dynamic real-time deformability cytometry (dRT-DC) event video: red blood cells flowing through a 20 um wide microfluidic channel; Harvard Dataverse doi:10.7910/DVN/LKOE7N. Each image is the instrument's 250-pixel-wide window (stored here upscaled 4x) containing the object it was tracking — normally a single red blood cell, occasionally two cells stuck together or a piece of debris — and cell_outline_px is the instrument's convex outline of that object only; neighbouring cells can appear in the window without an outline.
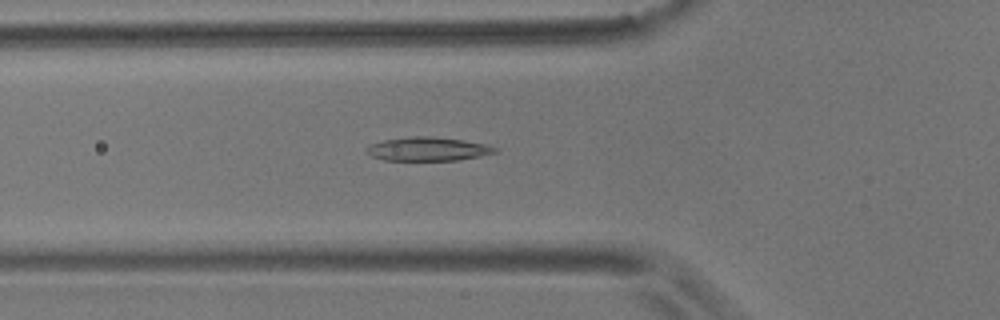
{"species": "common noctule bat (a hibernating species)", "species_latin": "Nyctalus noctula", "temperature_condition": "room temperature", "stored_images_in_passage": 56, "camera_frame_rate_fps": 3000, "um_per_image_px": 0.085, "animal": {"sex": "male", "body_mass_g": 17.9}, "frame": {"image": 1, "passage_image": 19, "time_ms": 6.0, "image_size_px": [1000, 320], "cell_outline_px": [[496, 152], [480, 156], [456, 160], [384, 160], [372, 156], [364, 152], [364, 148], [372, 144], [384, 140], [412, 136], [428, 136], [464, 140], [488, 144], [496, 148]], "centroid_in_image_um": [36.34, 12.66], "position_along_channel_um": 89.5, "area_um2": 17.69}}
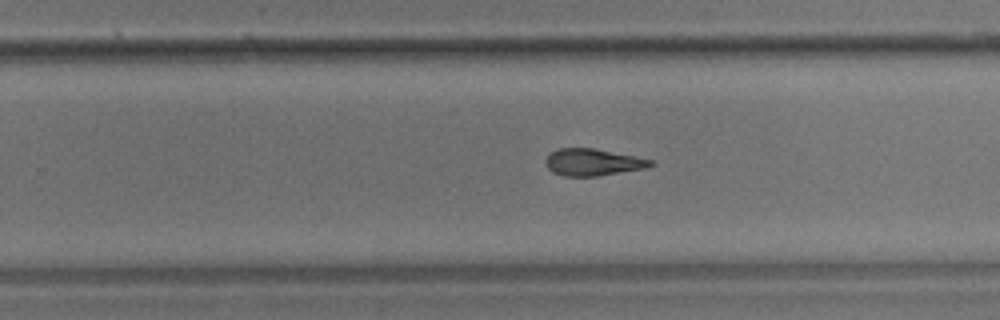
{"frame": {"image": 2, "passage_image": 35, "time_ms": 11.333, "image_size_px": [1000, 320], "cell_outline_px": [[656, 164], [644, 168], [596, 176], [564, 176], [552, 172], [548, 168], [544, 160], [556, 148], [592, 148], [652, 160]], "centroid_in_image_um": [50.34, 13.79], "position_along_channel_um": 279.5, "area_um2": 16.18}}
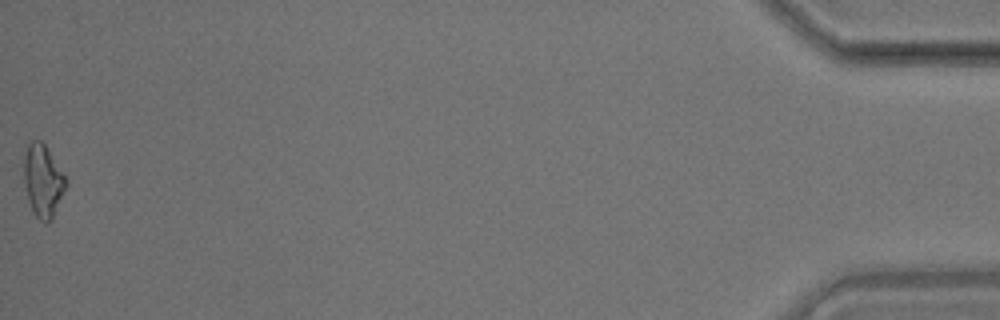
{"frame": {"image": 3, "passage_image": 56, "time_ms": 18.333, "image_size_px": [1000, 320], "cell_outline_px": [[68, 184], [52, 220], [48, 224], [44, 224], [32, 212], [28, 200], [24, 180], [24, 156], [28, 144], [32, 140], [40, 140], [44, 144], [64, 172]], "centroid_in_image_um": [3.67, 15.4], "position_along_channel_um": 431.5, "area_um2": 17.98}, "authors_computed_cell_mechanics": {"area_um2": 17.2822, "velocity_mm_per_s": 3.5556, "shape_relaxation_time_tau1_ms": 9.8746, "shape_relaxation_time_tau2_ms": 3.5552, "deformation_change_tau1": 0.2274, "deformation_change_tau2": 0.1171}}